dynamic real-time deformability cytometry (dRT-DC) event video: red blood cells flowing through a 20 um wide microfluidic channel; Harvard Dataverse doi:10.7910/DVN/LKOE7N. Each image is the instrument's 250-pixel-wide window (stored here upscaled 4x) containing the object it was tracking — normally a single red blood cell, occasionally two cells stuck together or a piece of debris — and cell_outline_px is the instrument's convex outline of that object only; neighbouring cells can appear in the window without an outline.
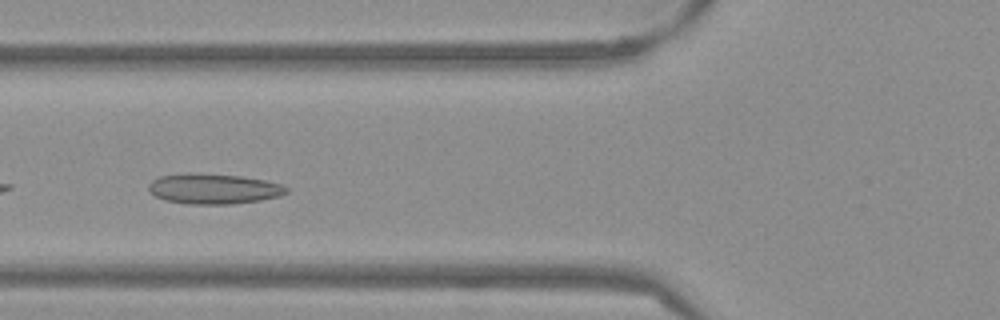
{"species": "Egyptian fruit bat (a non-hibernating species)", "species_latin": "Rousettus aegyptiacus", "temperature_condition": "warm", "stored_images_in_passage": 38, "camera_frame_rate_fps": 3000, "um_per_image_px": 0.085, "frame": {"image": 1, "passage_image": 5, "time_ms": 1.333, "image_size_px": [1000, 320], "cell_outline_px": [[288, 192], [280, 196], [260, 200], [232, 204], [188, 204], [164, 200], [156, 196], [148, 188], [148, 184], [152, 180], [160, 176], [184, 172], [192, 172], [240, 176], [264, 180], [280, 184], [288, 188]], "centroid_in_image_um": [18.13, 16.04], "position_along_channel_um": 107.7, "area_um2": 24.45}}
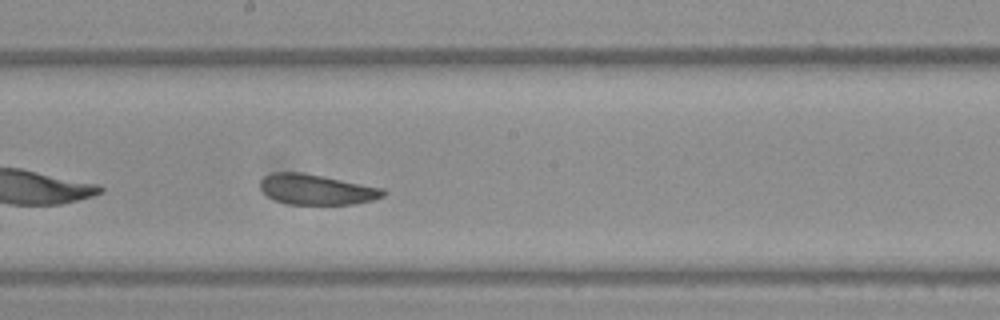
{"frame": {"image": 2, "passage_image": 14, "time_ms": 4.333, "image_size_px": [1000, 320], "cell_outline_px": [[388, 192], [384, 196], [372, 200], [352, 204], [288, 204], [276, 200], [268, 196], [260, 188], [260, 180], [264, 176], [272, 172], [300, 172], [384, 188]], "centroid_in_image_um": [26.91, 16.1], "position_along_channel_um": 221.3, "area_um2": 21.62}}
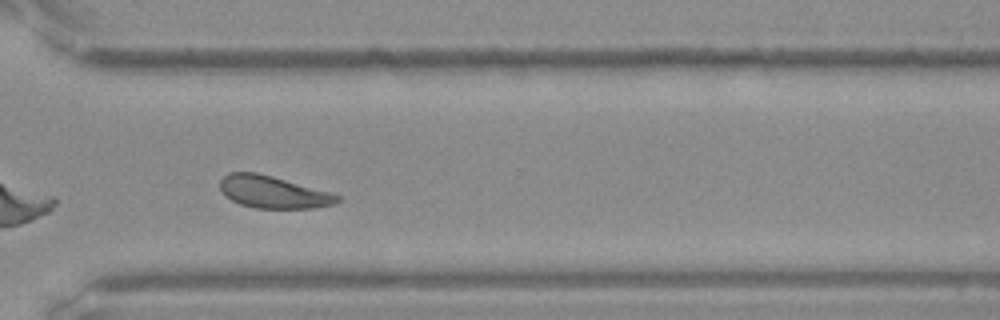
{"frame": {"image": 3, "passage_image": 24, "time_ms": 7.667, "image_size_px": [1000, 320], "cell_outline_px": [[340, 200], [336, 204], [312, 208], [256, 208], [240, 204], [224, 196], [220, 188], [220, 180], [228, 172], [256, 172], [272, 176], [328, 192], [340, 196]], "centroid_in_image_um": [23.18, 16.33], "position_along_channel_um": 347.4, "area_um2": 21.85}, "authors_computed_cell_mechanics": {"area_um2": 22.542, "velocity_mm_per_s": 3.783, "shape_relaxation_time_tau1_ms": 11.2431, "shape_relaxation_time_tau2_ms": 1.5936, "deformation_change_tau1": 0.1546, "deformation_change_tau2": 0.0727}}